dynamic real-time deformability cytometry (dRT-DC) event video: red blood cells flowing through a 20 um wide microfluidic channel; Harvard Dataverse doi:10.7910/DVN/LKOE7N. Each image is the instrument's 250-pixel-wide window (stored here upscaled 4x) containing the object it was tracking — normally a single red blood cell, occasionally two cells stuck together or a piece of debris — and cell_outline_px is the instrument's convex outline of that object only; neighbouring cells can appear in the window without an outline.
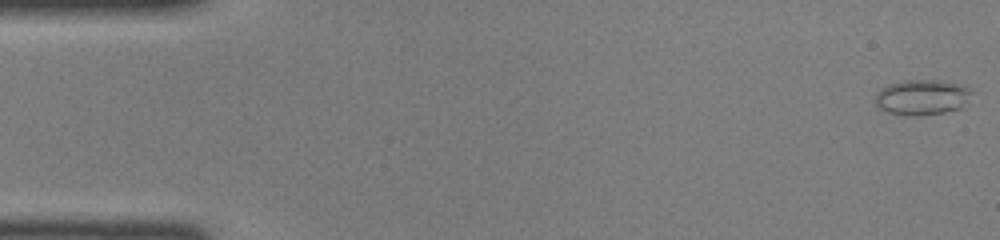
{"species": "common noctule bat (a hibernating species)", "species_latin": "Nyctalus noctula", "temperature_condition": "room temperature", "stored_images_in_passage": 41, "camera_frame_rate_fps": 3000, "um_per_image_px": 0.085, "animal": {"sex": "female", "body_mass_g": 22.0, "forearm_length_mm": 56.7}, "frame": {"image": 1, "passage_image": 1, "time_ms": 0.0, "image_size_px": [1000, 240], "cell_outline_px": [[972, 92], [960, 108], [944, 112], [916, 116], [888, 112], [880, 108], [872, 100], [876, 92], [892, 84], [908, 80], [936, 80], [956, 84], [968, 88]], "centroid_in_image_um": [78.32, 8.27], "position_along_channel_um": 6.7, "area_um2": 19.36}}
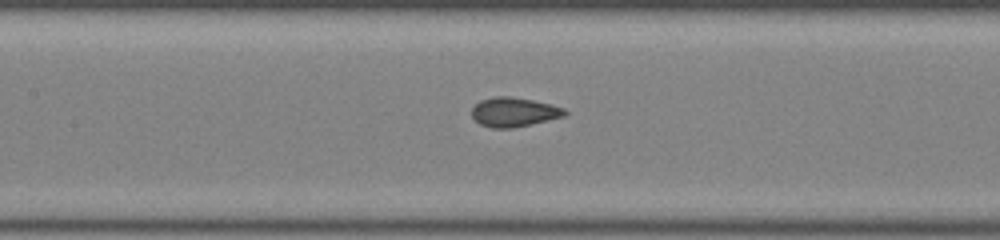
{"frame": {"image": 2, "passage_image": 21, "time_ms": 6.667, "image_size_px": [1000, 240], "cell_outline_px": [[568, 112], [564, 116], [548, 120], [512, 128], [492, 128], [480, 124], [472, 116], [472, 108], [480, 100], [496, 96], [508, 96], [532, 100], [552, 104], [564, 108]], "centroid_in_image_um": [43.69, 9.52], "position_along_channel_um": 163.7, "area_um2": 15.78}}
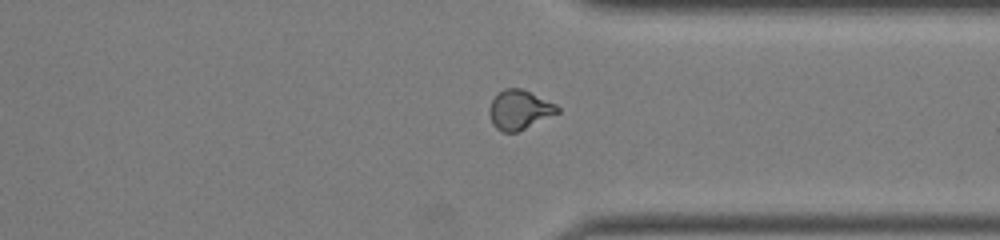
{"frame": {"image": 3, "passage_image": 35, "time_ms": 11.333, "image_size_px": [1000, 240], "cell_outline_px": [[560, 112], [516, 132], [504, 132], [496, 128], [492, 124], [488, 112], [488, 108], [496, 92], [504, 88], [520, 88], [556, 104], [560, 108]], "centroid_in_image_um": [44.11, 9.32], "position_along_channel_um": 367.3, "area_um2": 15.61}}